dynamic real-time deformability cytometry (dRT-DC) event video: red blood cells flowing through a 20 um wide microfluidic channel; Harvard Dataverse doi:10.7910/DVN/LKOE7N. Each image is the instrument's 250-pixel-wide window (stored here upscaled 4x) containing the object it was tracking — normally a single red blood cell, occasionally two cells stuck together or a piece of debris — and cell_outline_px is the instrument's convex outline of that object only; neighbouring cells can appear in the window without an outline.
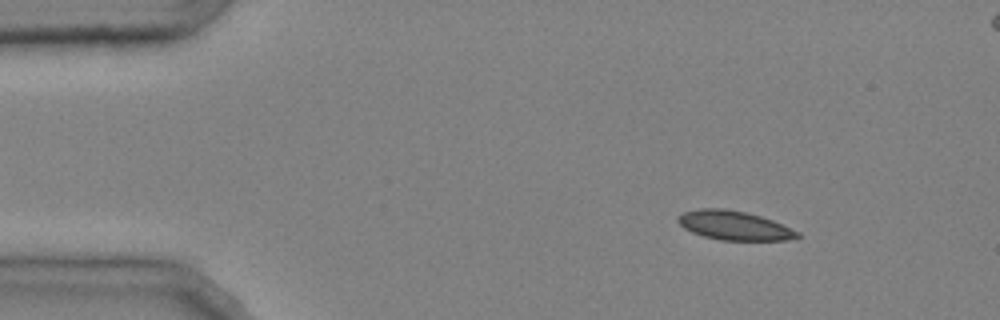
{"species": "common noctule bat (a hibernating species)", "species_latin": "Nyctalus noctula", "temperature_condition": "cold", "stored_images_in_passage": 26, "camera_frame_rate_fps": 3000, "um_per_image_px": 0.085, "animal": {"sex": "male", "body_mass_g": 20.4}, "frame": {"image": 1, "passage_image": 6, "time_ms": 1.667, "image_size_px": [1000, 320], "cell_outline_px": [[800, 236], [784, 240], [720, 240], [704, 236], [692, 232], [684, 228], [676, 220], [684, 212], [700, 208], [724, 208], [744, 212], [760, 216], [772, 220], [800, 232]], "centroid_in_image_um": [62.39, 19.16], "position_along_channel_um": 22.6, "area_um2": 20.0}}
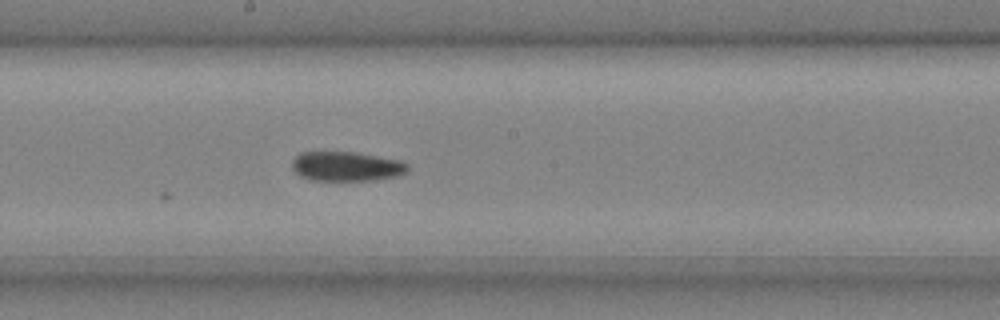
{"frame": {"image": 2, "passage_image": 26, "time_ms": 8.333, "image_size_px": [1000, 320], "cell_outline_px": [[408, 172], [400, 176], [376, 180], [308, 180], [300, 176], [292, 168], [292, 160], [300, 152], [356, 152], [400, 160], [408, 164]], "centroid_in_image_um": [29.47, 14.14], "position_along_channel_um": 218.7, "area_um2": 20.11}}